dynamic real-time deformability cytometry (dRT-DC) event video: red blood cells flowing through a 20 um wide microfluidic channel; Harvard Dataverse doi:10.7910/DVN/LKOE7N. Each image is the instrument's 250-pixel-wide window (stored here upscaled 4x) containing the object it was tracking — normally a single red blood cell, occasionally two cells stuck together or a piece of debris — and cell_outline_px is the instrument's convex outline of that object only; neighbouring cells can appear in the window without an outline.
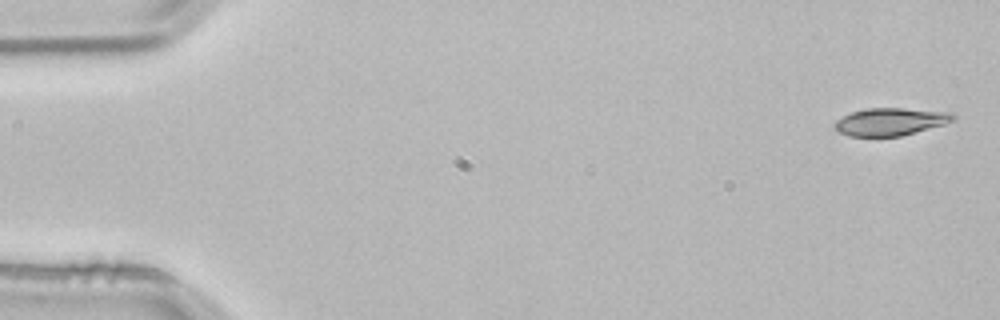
{"species": "common noctule bat (a hibernating species)", "species_latin": "Nyctalus noctula", "temperature_condition": "room temperature", "stored_images_in_passage": 4, "camera_frame_rate_fps": 3000, "um_per_image_px": 0.085, "animal": {"sex": "male", "body_mass_g": 21.5, "forearm_length_mm": 52.0}, "frame": {"image": 1, "passage_image": 1, "time_ms": 0.0, "image_size_px": [1000, 320], "cell_outline_px": [[956, 116], [952, 120], [944, 124], [900, 136], [848, 136], [840, 132], [836, 128], [836, 120], [852, 112], [868, 108], [900, 108], [952, 112]], "centroid_in_image_um": [75.7, 10.34], "position_along_channel_um": 9.3, "area_um2": 18.67}}
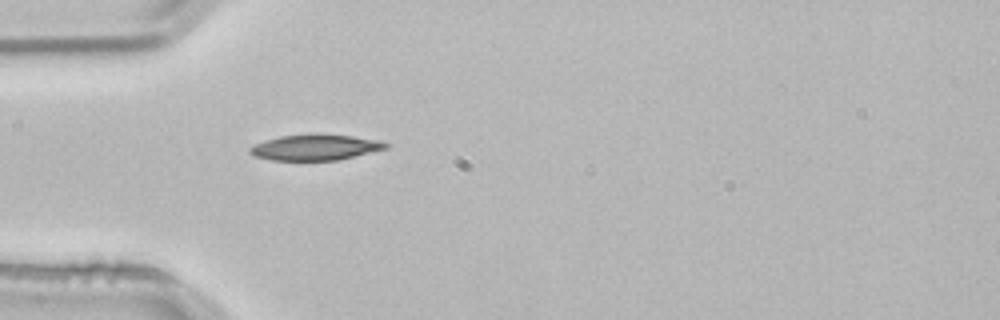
{"frame": {"image": 2, "passage_image": 4, "time_ms": 1.0, "image_size_px": [1000, 320], "cell_outline_px": [[388, 148], [336, 160], [272, 160], [252, 156], [248, 152], [248, 148], [264, 140], [280, 136], [316, 132], [352, 136], [380, 140], [388, 144]], "centroid_in_image_um": [26.76, 12.5], "position_along_channel_um": 58.2, "area_um2": 20.69}}